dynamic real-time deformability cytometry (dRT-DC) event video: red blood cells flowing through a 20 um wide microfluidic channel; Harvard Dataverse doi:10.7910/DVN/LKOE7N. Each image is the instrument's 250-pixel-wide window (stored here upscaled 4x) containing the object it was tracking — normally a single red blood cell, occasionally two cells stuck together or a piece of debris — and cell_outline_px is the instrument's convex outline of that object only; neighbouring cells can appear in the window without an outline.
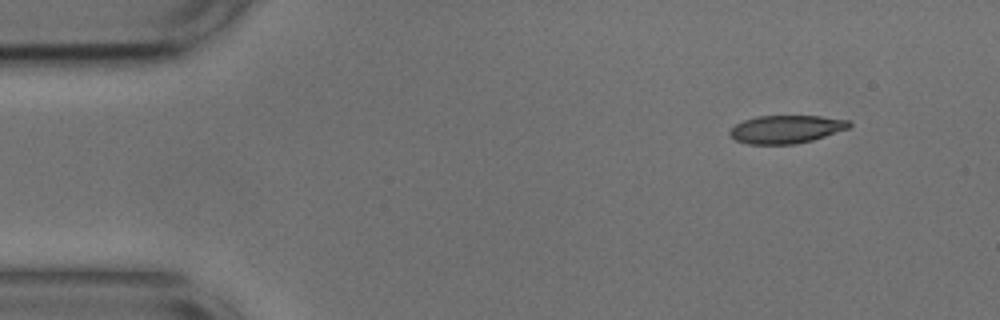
{"species": "common noctule bat (a hibernating species)", "species_latin": "Nyctalus noctula", "temperature_condition": "cold", "stored_images_in_passage": 49, "camera_frame_rate_fps": 3000, "um_per_image_px": 0.085, "animal": {"sex": "male", "body_mass_g": 17.9, "forearm_length_mm": 54.2}, "frame": {"image": 1, "passage_image": 1, "time_ms": 0.0, "image_size_px": [1000, 320], "cell_outline_px": [[852, 124], [848, 128], [812, 140], [796, 144], [748, 144], [736, 140], [728, 132], [736, 124], [744, 120], [756, 116], [820, 116], [848, 120]], "centroid_in_image_um": [66.81, 10.98], "position_along_channel_um": 18.2, "area_um2": 19.31}}
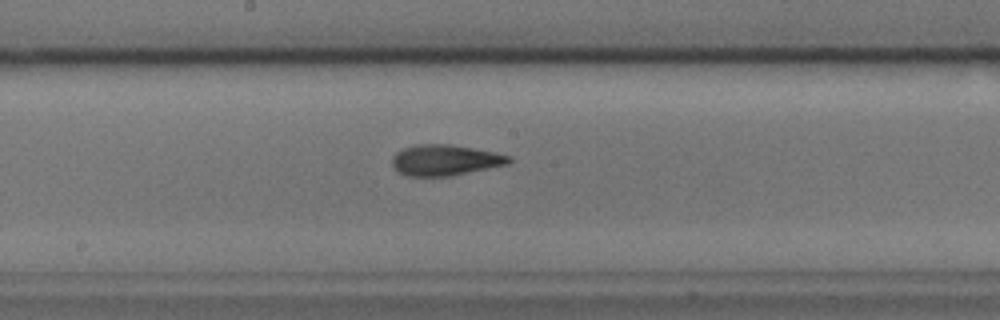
{"frame": {"image": 2, "passage_image": 23, "time_ms": 7.333, "image_size_px": [1000, 320], "cell_outline_px": [[512, 160], [508, 164], [452, 176], [408, 176], [396, 172], [392, 168], [392, 156], [396, 152], [404, 148], [416, 144], [448, 144], [496, 152], [512, 156]], "centroid_in_image_um": [37.81, 13.62], "position_along_channel_um": 210.4, "area_um2": 21.21}}
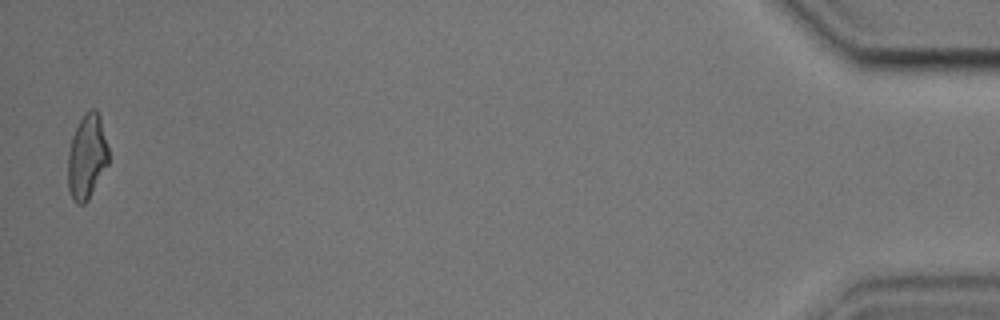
{"frame": {"image": 3, "passage_image": 48, "time_ms": 15.667, "image_size_px": [1000, 320], "cell_outline_px": [[108, 164], [88, 200], [84, 204], [76, 204], [72, 200], [68, 188], [68, 152], [72, 136], [84, 112], [92, 108], [96, 108], [100, 116], [108, 148]], "centroid_in_image_um": [7.38, 13.32], "position_along_channel_um": 427.8, "area_um2": 20.11}, "authors_computed_cell_mechanics": {"area_um2": 20.4034, "velocity_mm_per_s": 3.7309, "shape_relaxation_time_tau1_ms": 3.8407, "shape_relaxation_time_tau2_ms": 2.4619, "deformation_change_tau1": 0.1625, "deformation_change_tau2": 0.1186}}